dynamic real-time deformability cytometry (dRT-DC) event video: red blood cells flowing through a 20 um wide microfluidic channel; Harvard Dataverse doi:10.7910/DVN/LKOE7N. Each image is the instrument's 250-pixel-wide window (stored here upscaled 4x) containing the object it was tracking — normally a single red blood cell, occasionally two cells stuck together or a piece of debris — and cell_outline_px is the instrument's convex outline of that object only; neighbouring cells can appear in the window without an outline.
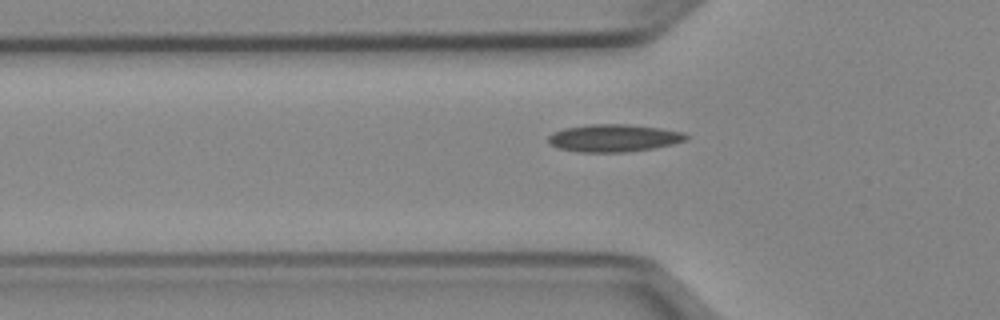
{"species": "Egyptian fruit bat (a non-hibernating species)", "species_latin": "Rousettus aegyptiacus", "temperature_condition": "cold", "stored_images_in_passage": 34, "camera_frame_rate_fps": 3000, "um_per_image_px": 0.085, "animal": {"sex": "female"}, "frame": {"image": 1, "passage_image": 6, "time_ms": 1.667, "image_size_px": [1000, 320], "cell_outline_px": [[688, 136], [684, 140], [672, 144], [652, 148], [628, 152], [580, 152], [556, 148], [548, 144], [548, 136], [552, 132], [564, 128], [588, 124], [628, 124], [660, 128], [684, 132]], "centroid_in_image_um": [52.11, 11.73], "position_along_channel_um": 73.7, "area_um2": 22.2}}
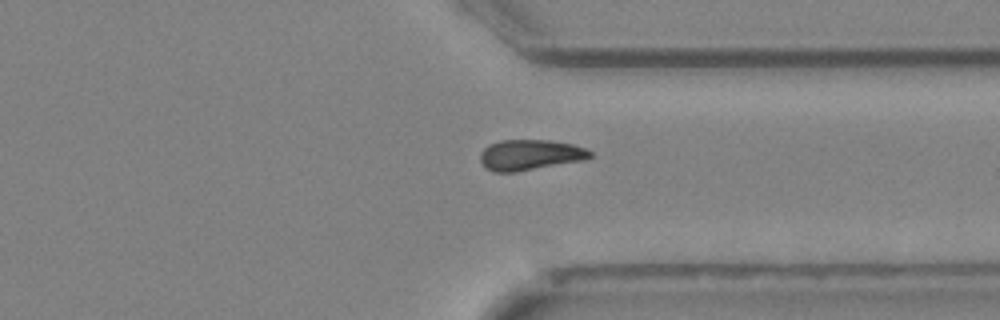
{"frame": {"image": 2, "passage_image": 28, "time_ms": 9.0, "image_size_px": [1000, 320], "cell_outline_px": [[592, 156], [584, 160], [516, 172], [492, 172], [484, 168], [480, 160], [480, 152], [488, 144], [500, 140], [552, 140], [572, 144], [584, 148], [592, 152]], "centroid_in_image_um": [45.01, 13.17], "position_along_channel_um": 366.4, "area_um2": 19.77}}
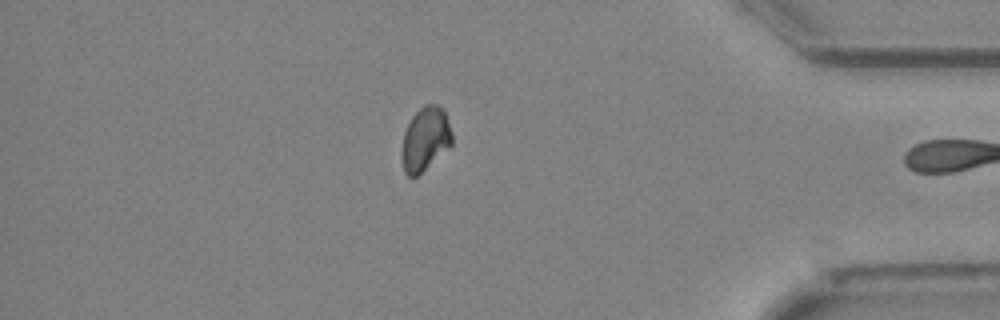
{"frame": {"image": 3, "passage_image": 33, "time_ms": 10.667, "image_size_px": [1000, 320], "cell_outline_px": [[452, 144], [448, 148], [416, 176], [408, 176], [404, 172], [400, 156], [400, 148], [404, 132], [412, 116], [424, 104], [436, 104], [444, 108], [452, 132]], "centroid_in_image_um": [36.12, 11.79], "position_along_channel_um": 399.1, "area_um2": 18.79}}